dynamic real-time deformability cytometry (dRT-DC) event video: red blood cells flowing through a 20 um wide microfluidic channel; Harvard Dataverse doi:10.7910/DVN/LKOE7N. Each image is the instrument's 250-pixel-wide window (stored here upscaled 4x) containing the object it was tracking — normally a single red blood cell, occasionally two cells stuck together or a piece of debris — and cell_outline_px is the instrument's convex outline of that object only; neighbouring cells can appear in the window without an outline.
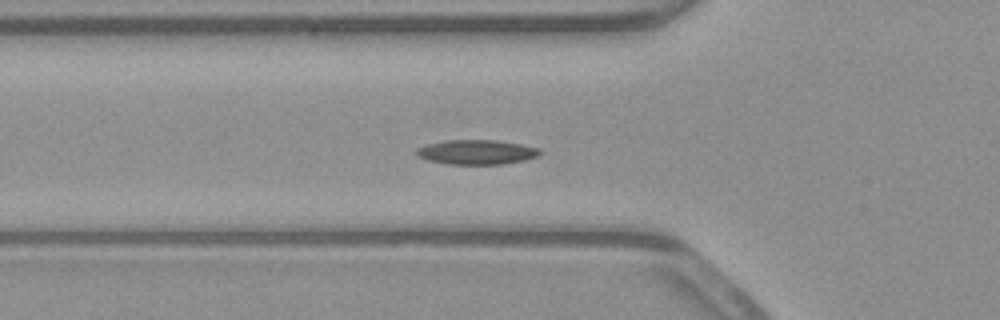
{"species": "common noctule bat (a hibernating species)", "species_latin": "Nyctalus noctula", "temperature_condition": "warm", "stored_images_in_passage": 37, "camera_frame_rate_fps": 3000, "um_per_image_px": 0.085, "animal": {"sex": "male", "body_mass_g": 23.1, "forearm_length_mm": 52.7}, "frame": {"image": 1, "passage_image": 2, "time_ms": 0.333, "image_size_px": [1000, 320], "cell_outline_px": [[544, 152], [540, 156], [524, 160], [504, 164], [448, 164], [428, 160], [416, 156], [412, 152], [416, 148], [424, 144], [444, 140], [496, 140], [520, 144], [540, 148]], "centroid_in_image_um": [40.48, 12.92], "position_along_channel_um": 85.3, "area_um2": 18.09}}
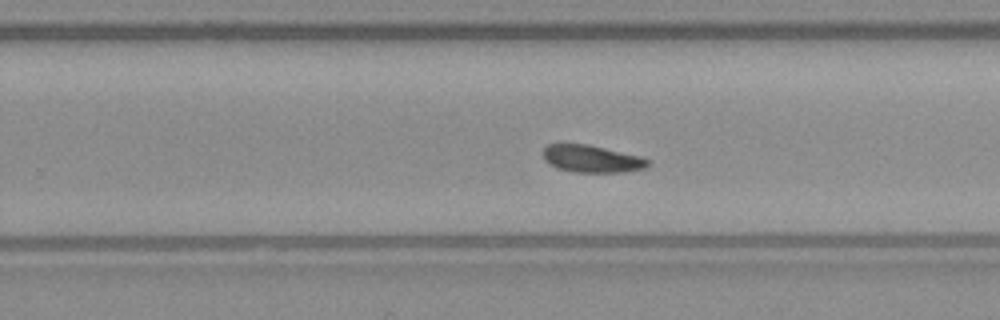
{"frame": {"image": 2, "passage_image": 17, "time_ms": 5.333, "image_size_px": [1000, 320], "cell_outline_px": [[652, 164], [644, 168], [624, 172], [576, 172], [556, 168], [544, 160], [544, 148], [548, 144], [588, 144], [640, 156], [648, 160]], "centroid_in_image_um": [50.31, 13.5], "position_along_channel_um": 279.5, "area_um2": 16.59}}
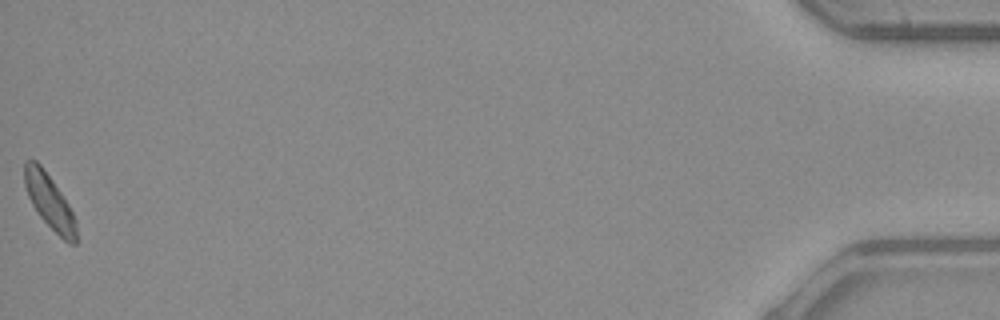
{"frame": {"image": 3, "passage_image": 37, "time_ms": 12.0, "image_size_px": [1000, 320], "cell_outline_px": [[76, 244], [68, 244], [40, 216], [32, 204], [28, 196], [24, 184], [24, 160], [36, 160], [40, 164], [52, 180], [68, 204], [76, 220]], "centroid_in_image_um": [4.19, 17.12], "position_along_channel_um": 431.0, "area_um2": 16.13}}